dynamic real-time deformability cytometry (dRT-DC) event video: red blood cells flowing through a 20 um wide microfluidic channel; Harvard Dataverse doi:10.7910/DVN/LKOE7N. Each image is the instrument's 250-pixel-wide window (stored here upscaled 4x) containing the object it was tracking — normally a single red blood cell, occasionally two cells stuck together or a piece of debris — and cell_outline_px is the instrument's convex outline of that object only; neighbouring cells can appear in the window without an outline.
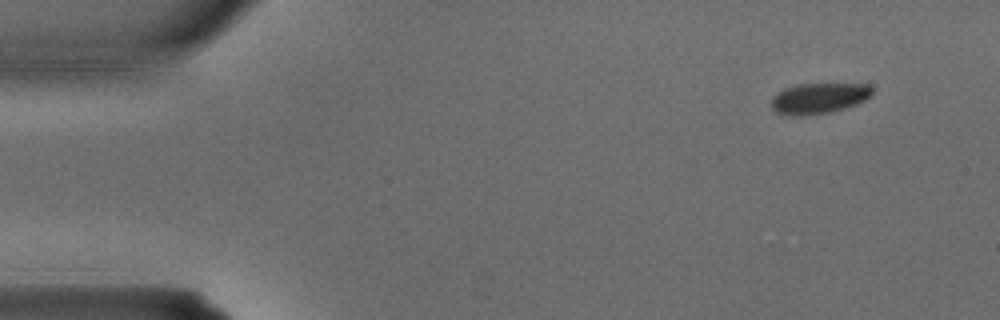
{"species": "common noctule bat (a hibernating species)", "species_latin": "Nyctalus noctula", "temperature_condition": "warm", "stored_images_in_passage": 3, "camera_frame_rate_fps": 3000, "um_per_image_px": 0.085, "animal": {"sex": "male", "body_mass_g": 15.6}, "frame": {"image": 1, "passage_image": 1, "time_ms": 0.0, "image_size_px": [1000, 320], "cell_outline_px": [[872, 92], [864, 100], [856, 104], [844, 108], [828, 112], [804, 116], [792, 116], [776, 112], [772, 108], [772, 96], [784, 88], [796, 84], [868, 84], [872, 88]], "centroid_in_image_um": [69.55, 8.35], "position_along_channel_um": 15.4, "area_um2": 17.92}}
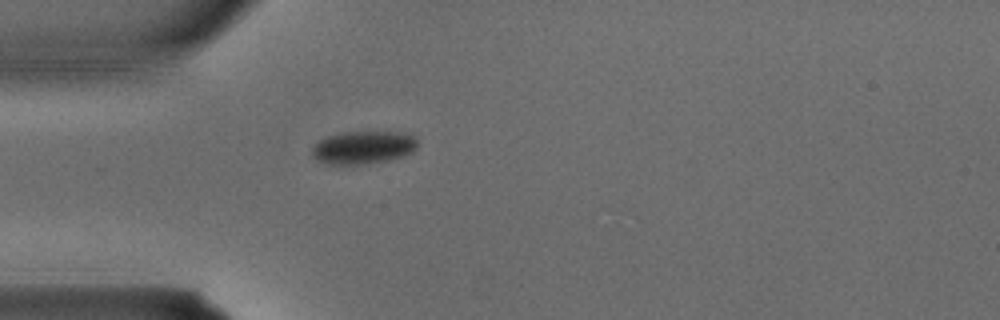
{"frame": {"image": 2, "passage_image": 3, "time_ms": 0.667, "image_size_px": [1000, 320], "cell_outline_px": [[416, 148], [412, 152], [388, 160], [368, 164], [328, 164], [312, 156], [312, 148], [320, 140], [328, 136], [344, 132], [400, 132], [416, 136]], "centroid_in_image_um": [30.89, 12.53], "position_along_channel_um": 54.1, "area_um2": 20.0}}